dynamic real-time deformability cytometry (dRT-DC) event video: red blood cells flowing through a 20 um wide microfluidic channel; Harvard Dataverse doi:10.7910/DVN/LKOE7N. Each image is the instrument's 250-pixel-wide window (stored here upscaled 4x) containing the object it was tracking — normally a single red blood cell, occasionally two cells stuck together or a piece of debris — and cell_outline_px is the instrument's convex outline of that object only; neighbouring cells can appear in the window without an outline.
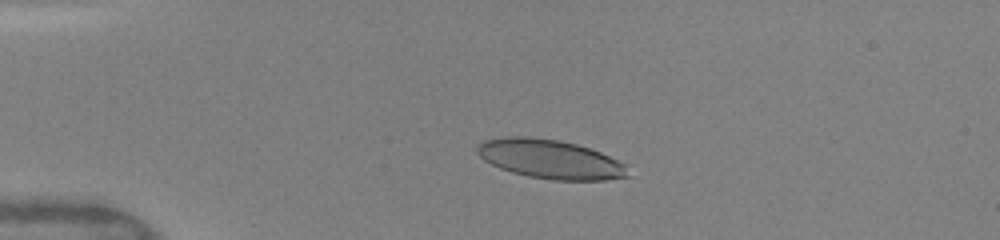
{"species": "human", "species_latin": "Homo sapiens", "temperature_condition": "warm", "stored_images_in_passage": 49, "camera_frame_rate_fps": 3000, "um_per_image_px": 0.085, "donor": {"sex": "female"}, "frame": {"image": 1, "passage_image": 11, "time_ms": 3.333, "image_size_px": [1000, 240], "cell_outline_px": [[628, 176], [604, 180], [552, 180], [528, 176], [512, 172], [500, 168], [484, 160], [476, 152], [476, 148], [484, 140], [500, 136], [524, 136], [560, 140], [576, 144], [600, 152], [624, 164]], "centroid_in_image_um": [46.7, 13.51], "position_along_channel_um": 38.3, "area_um2": 34.04}}
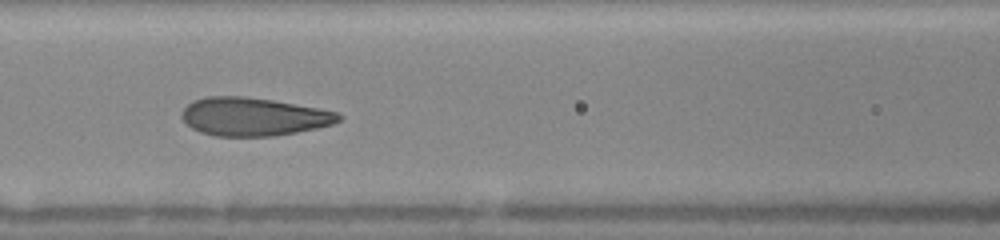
{"frame": {"image": 2, "passage_image": 22, "time_ms": 7.0, "image_size_px": [1000, 240], "cell_outline_px": [[344, 116], [340, 120], [332, 124], [316, 128], [276, 136], [216, 136], [200, 132], [192, 128], [180, 116], [180, 112], [192, 100], [208, 96], [244, 96], [272, 100], [316, 108], [336, 112]], "centroid_in_image_um": [21.51, 9.92], "position_along_channel_um": 145.1, "area_um2": 34.85}}
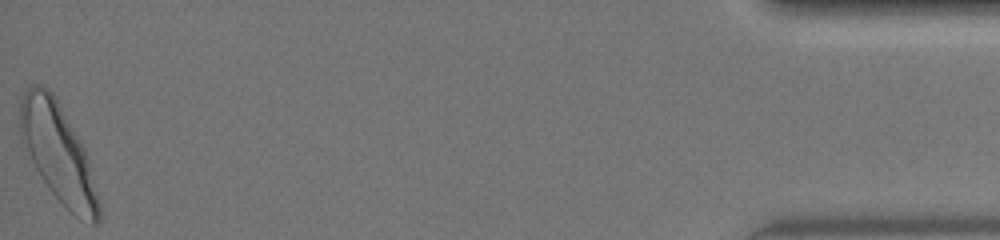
{"frame": {"image": 3, "passage_image": 49, "time_ms": 16.0, "image_size_px": [1000, 240], "cell_outline_px": [[100, 220], [96, 224], [92, 224], [80, 220], [48, 188], [40, 176], [32, 160], [20, 132], [20, 100], [24, 88], [32, 84], [36, 84], [48, 88], [56, 96], [84, 148], [100, 204]], "centroid_in_image_um": [4.94, 12.96], "position_along_channel_um": 430.3, "area_um2": 44.27}, "authors_computed_cell_mechanics": {"area_um2": 34.8534, "velocity_mm_per_s": 4.1112, "shape_relaxation_time_tau1_ms": 3.4651, "shape_relaxation_time_tau2_ms": null, "deformation_change_tau1": 0.1659, "deformation_change_tau2": null}}